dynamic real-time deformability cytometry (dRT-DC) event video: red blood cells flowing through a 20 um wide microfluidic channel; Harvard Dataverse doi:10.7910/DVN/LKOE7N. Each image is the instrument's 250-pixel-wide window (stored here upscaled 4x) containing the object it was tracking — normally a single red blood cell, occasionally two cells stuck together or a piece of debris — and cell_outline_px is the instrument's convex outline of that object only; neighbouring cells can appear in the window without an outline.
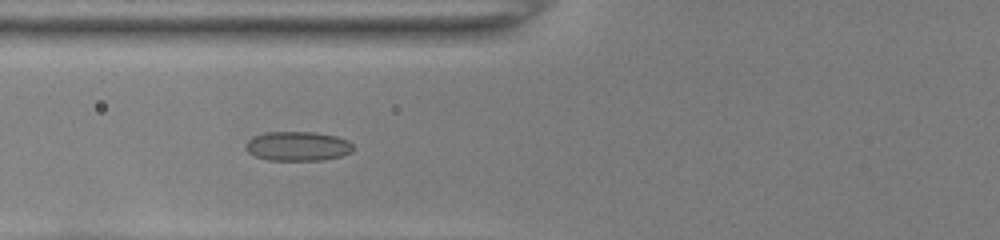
{"species": "common noctule bat (a hibernating species)", "species_latin": "Nyctalus noctula", "temperature_condition": "room temperature", "stored_images_in_passage": 44, "camera_frame_rate_fps": 3000, "um_per_image_px": 0.085, "animal": {"sex": "female", "body_mass_g": 22.0, "forearm_length_mm": 56.7}, "frame": {"image": 1, "passage_image": 14, "time_ms": 4.333, "image_size_px": [1000, 240], "cell_outline_px": [[352, 152], [340, 156], [320, 160], [268, 160], [256, 156], [248, 152], [244, 148], [244, 144], [252, 136], [264, 132], [316, 132], [336, 136], [348, 140], [352, 144]], "centroid_in_image_um": [25.26, 12.41], "position_along_channel_um": 100.5, "area_um2": 18.5}}
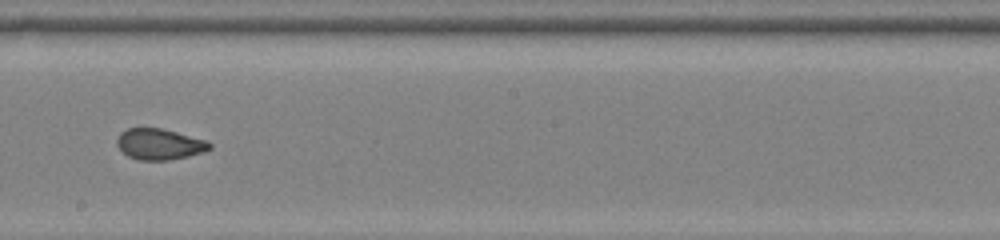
{"frame": {"image": 2, "passage_image": 24, "time_ms": 7.667, "image_size_px": [1000, 240], "cell_outline_px": [[212, 148], [204, 152], [188, 156], [168, 160], [140, 160], [128, 156], [116, 144], [116, 140], [120, 132], [128, 128], [160, 128], [208, 140], [212, 144]], "centroid_in_image_um": [13.58, 12.25], "position_along_channel_um": 234.6, "area_um2": 16.76}}
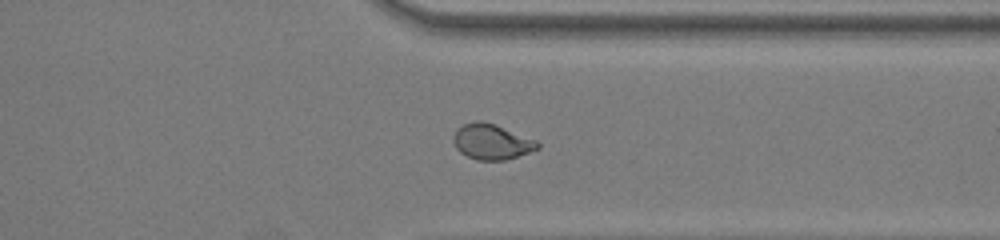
{"frame": {"image": 3, "passage_image": 34, "time_ms": 11.0, "image_size_px": [1000, 240], "cell_outline_px": [[540, 148], [504, 160], [476, 160], [460, 152], [456, 148], [452, 140], [452, 136], [464, 124], [476, 120], [480, 120], [496, 124], [536, 140], [540, 144]], "centroid_in_image_um": [41.78, 12.04], "position_along_channel_um": 369.6, "area_um2": 17.28}, "authors_computed_cell_mechanics": {"area_um2": 18.0625, "velocity_mm_per_s": 4.0309, "shape_relaxation_time_tau1_ms": null, "shape_relaxation_time_tau2_ms": 0.9397, "deformation_change_tau1": null, "deformation_change_tau2": 0.0646}}